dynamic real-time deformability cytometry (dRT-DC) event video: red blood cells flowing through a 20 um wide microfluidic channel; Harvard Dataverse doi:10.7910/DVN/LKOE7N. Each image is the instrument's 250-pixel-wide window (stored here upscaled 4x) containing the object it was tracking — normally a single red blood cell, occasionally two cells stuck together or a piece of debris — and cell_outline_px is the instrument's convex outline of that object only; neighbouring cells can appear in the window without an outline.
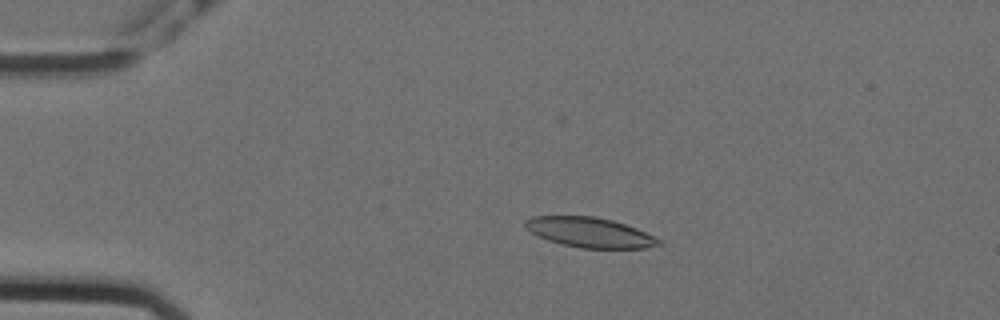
{"species": "Egyptian fruit bat (a non-hibernating species)", "species_latin": "Rousettus aegyptiacus", "temperature_condition": "cold", "stored_images_in_passage": 45, "camera_frame_rate_fps": 3000, "um_per_image_px": 0.085, "animal": {"sex": "female"}, "frame": {"image": 1, "passage_image": 12, "time_ms": 3.667, "image_size_px": [1000, 320], "cell_outline_px": [[664, 244], [644, 248], [580, 248], [548, 240], [536, 236], [524, 224], [524, 220], [532, 216], [596, 216], [612, 220], [636, 228], [664, 240]], "centroid_in_image_um": [50.17, 19.75], "position_along_channel_um": 34.8, "area_um2": 23.35}}
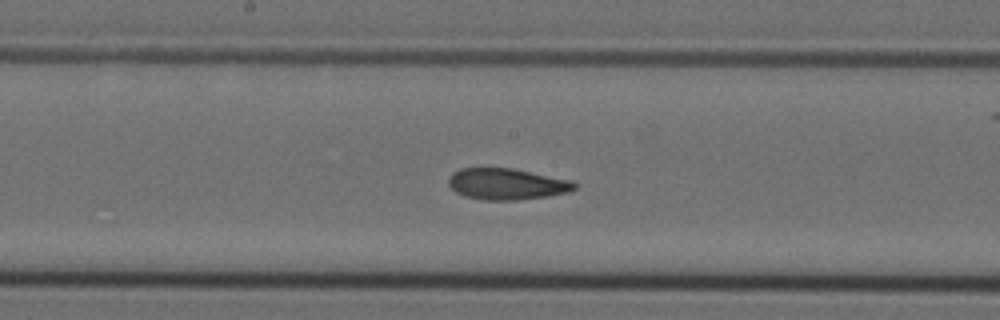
{"frame": {"image": 2, "passage_image": 30, "time_ms": 9.667, "image_size_px": [1000, 320], "cell_outline_px": [[576, 188], [568, 192], [548, 196], [516, 200], [484, 200], [464, 196], [456, 192], [448, 184], [448, 176], [452, 172], [460, 168], [512, 168], [572, 180], [576, 184]], "centroid_in_image_um": [43.05, 15.64], "position_along_channel_um": 205.1, "area_um2": 23.06}}
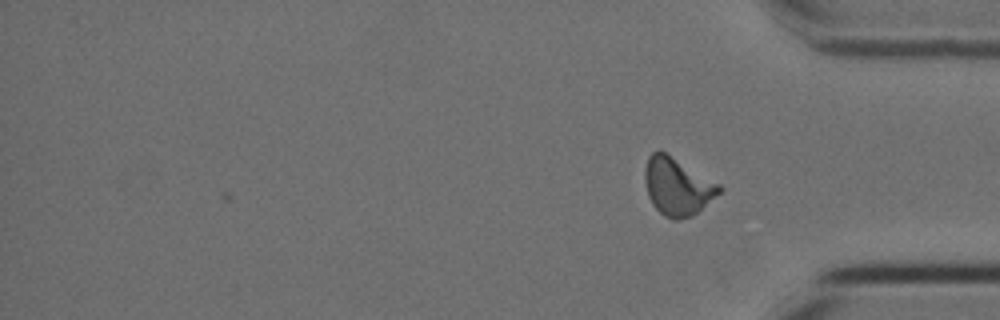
{"frame": {"image": 3, "passage_image": 45, "time_ms": 14.667, "image_size_px": [1000, 320], "cell_outline_px": [[724, 188], [720, 192], [692, 216], [680, 220], [672, 220], [664, 216], [652, 204], [648, 196], [644, 180], [644, 168], [648, 156], [652, 152], [664, 152], [720, 184]], "centroid_in_image_um": [57.55, 15.87], "position_along_channel_um": 377.7, "area_um2": 24.74}, "authors_computed_cell_mechanics": {"area_um2": 23.6402, "velocity_mm_per_s": 3.546, "shape_relaxation_time_tau1_ms": null, "shape_relaxation_time_tau2_ms": 2.975, "deformation_change_tau1": null, "deformation_change_tau2": 0.1059}}